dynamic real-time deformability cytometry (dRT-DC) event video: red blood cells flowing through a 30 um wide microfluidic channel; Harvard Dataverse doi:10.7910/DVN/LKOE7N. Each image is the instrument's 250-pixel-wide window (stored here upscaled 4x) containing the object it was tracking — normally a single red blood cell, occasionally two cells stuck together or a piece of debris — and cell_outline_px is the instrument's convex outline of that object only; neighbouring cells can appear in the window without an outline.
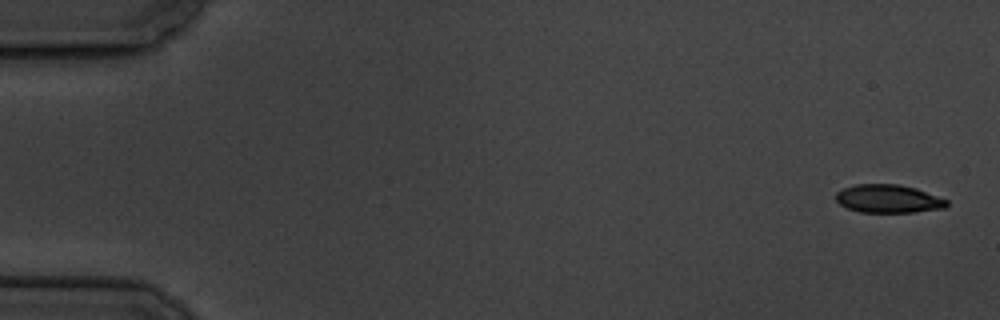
{"species": "common noctule bat (a hibernating species)", "species_latin": "Nyctalus noctula", "temperature_condition": "cold", "stored_images_in_passage": 5, "camera_frame_rate_fps": 3000, "um_per_image_px": 0.085, "animal": {"sex": "male", "body_mass_g": 19.5, "forearm_length_mm": 54.6}, "frame": {"image": 1, "passage_image": 1, "time_ms": 0.0, "image_size_px": [1000, 320], "cell_outline_px": [[948, 204], [944, 208], [912, 212], [860, 212], [848, 208], [840, 204], [836, 200], [836, 192], [844, 188], [856, 184], [896, 184], [916, 188], [948, 200]], "centroid_in_image_um": [75.5, 16.89], "position_along_channel_um": 9.5, "area_um2": 18.09}}
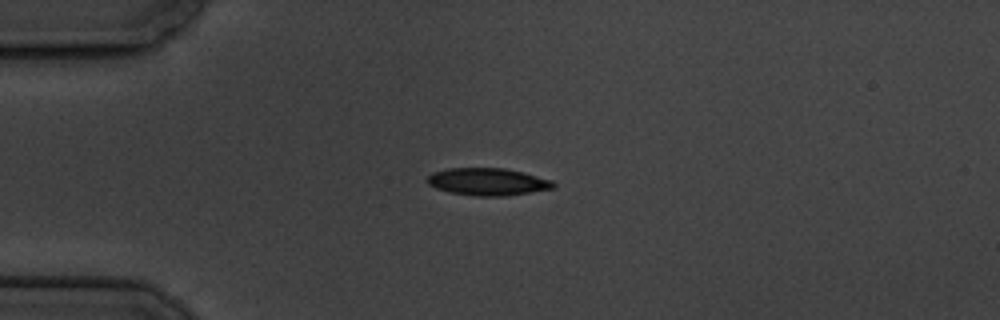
{"frame": {"image": 2, "passage_image": 4, "time_ms": 4.333, "image_size_px": [1000, 320], "cell_outline_px": [[556, 188], [504, 196], [476, 196], [452, 192], [436, 188], [428, 184], [424, 180], [432, 172], [448, 168], [504, 168], [552, 180], [556, 184]], "centroid_in_image_um": [41.43, 15.44], "position_along_channel_um": 43.6, "area_um2": 20.0}}